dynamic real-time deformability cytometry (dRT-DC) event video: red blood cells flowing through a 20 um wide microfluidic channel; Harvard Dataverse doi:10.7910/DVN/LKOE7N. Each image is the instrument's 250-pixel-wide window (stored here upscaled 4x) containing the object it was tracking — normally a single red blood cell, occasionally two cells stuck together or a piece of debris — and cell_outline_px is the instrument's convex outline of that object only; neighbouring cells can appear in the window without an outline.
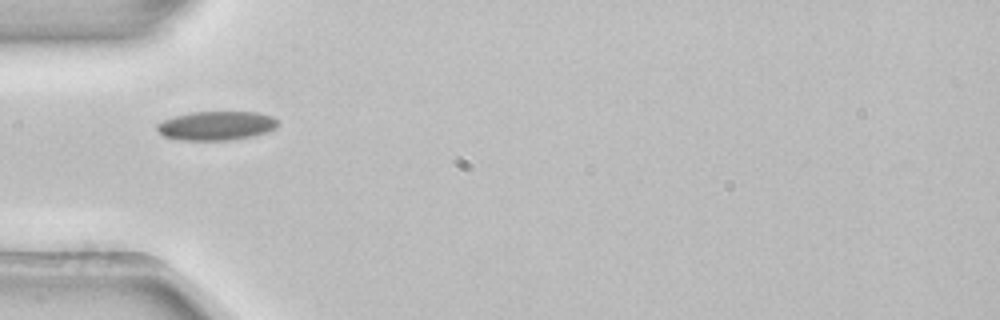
{"species": "common noctule bat (a hibernating species)", "species_latin": "Nyctalus noctula", "temperature_condition": "room temperature", "stored_images_in_passage": 4, "camera_frame_rate_fps": 3000, "um_per_image_px": 0.085, "animal": {"sex": "female", "body_mass_g": 22.7, "forearm_length_mm": 54.2}, "frame": {"image": 1, "passage_image": 4, "time_ms": 1.0, "image_size_px": [1000, 320], "cell_outline_px": [[280, 124], [276, 128], [252, 136], [228, 140], [184, 140], [164, 136], [156, 128], [156, 124], [164, 120], [176, 116], [192, 112], [256, 112], [272, 116]], "centroid_in_image_um": [18.4, 10.68], "position_along_channel_um": 66.6, "area_um2": 20.17}}